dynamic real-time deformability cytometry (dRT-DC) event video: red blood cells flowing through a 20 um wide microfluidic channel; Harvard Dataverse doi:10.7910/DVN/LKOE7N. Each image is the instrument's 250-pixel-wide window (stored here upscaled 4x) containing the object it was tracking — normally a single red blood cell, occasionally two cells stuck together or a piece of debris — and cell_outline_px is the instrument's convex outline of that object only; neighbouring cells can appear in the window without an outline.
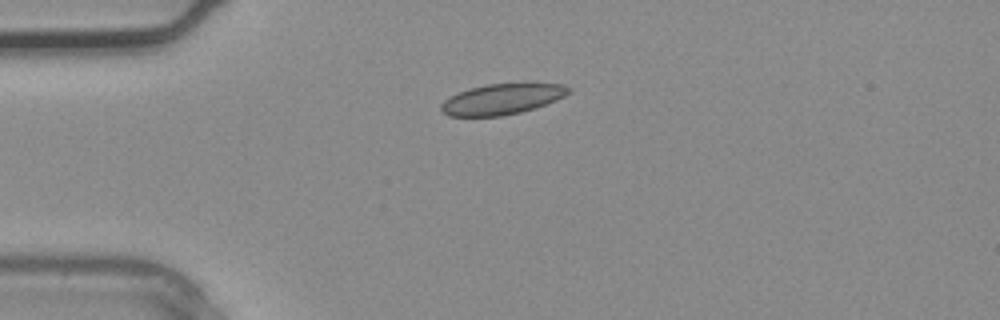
{"species": "common noctule bat (a hibernating species)", "species_latin": "Nyctalus noctula", "temperature_condition": "warm", "stored_images_in_passage": 4, "camera_frame_rate_fps": 3000, "um_per_image_px": 0.085, "animal": {"sex": "male", "body_mass_g": 20.4}, "frame": {"image": 1, "passage_image": 4, "time_ms": 1.0, "image_size_px": [1000, 320], "cell_outline_px": [[572, 92], [556, 100], [536, 108], [520, 112], [500, 116], [448, 116], [440, 108], [440, 104], [444, 100], [468, 88], [488, 84], [524, 80], [564, 84], [572, 88]], "centroid_in_image_um": [42.78, 8.36], "position_along_channel_um": 42.2, "area_um2": 23.7}}